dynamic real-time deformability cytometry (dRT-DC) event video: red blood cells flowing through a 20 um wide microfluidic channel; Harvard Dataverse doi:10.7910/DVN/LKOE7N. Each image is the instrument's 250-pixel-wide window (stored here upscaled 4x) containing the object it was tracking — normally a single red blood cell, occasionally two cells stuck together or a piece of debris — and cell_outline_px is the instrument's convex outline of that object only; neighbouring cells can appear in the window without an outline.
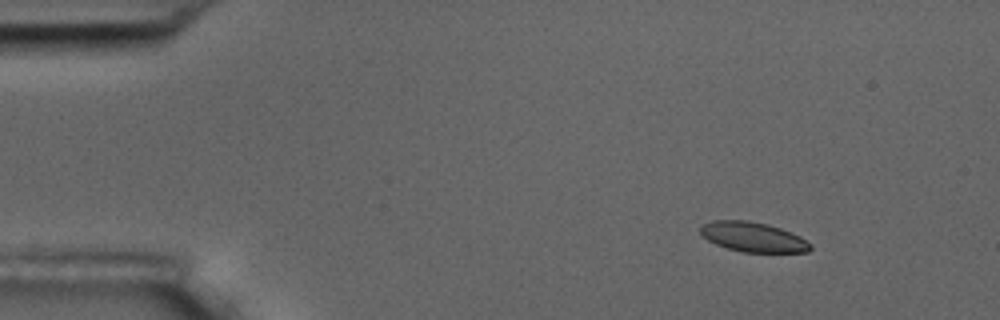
{"species": "common noctule bat (a hibernating species)", "species_latin": "Nyctalus noctula", "temperature_condition": "room temperature", "stored_images_in_passage": 4, "camera_frame_rate_fps": 3000, "um_per_image_px": 0.085, "animal": {"sex": "male", "body_mass_g": 17.5, "forearm_length_mm": 52.3}, "frame": {"image": 1, "passage_image": 2, "time_ms": 1.333, "image_size_px": [1000, 320], "cell_outline_px": [[812, 248], [808, 252], [744, 252], [728, 248], [716, 244], [708, 240], [700, 232], [700, 228], [704, 224], [712, 220], [748, 220], [768, 224], [780, 228], [800, 236], [812, 244]], "centroid_in_image_um": [64.04, 20.14], "position_along_channel_um": 21.0, "area_um2": 19.02}}